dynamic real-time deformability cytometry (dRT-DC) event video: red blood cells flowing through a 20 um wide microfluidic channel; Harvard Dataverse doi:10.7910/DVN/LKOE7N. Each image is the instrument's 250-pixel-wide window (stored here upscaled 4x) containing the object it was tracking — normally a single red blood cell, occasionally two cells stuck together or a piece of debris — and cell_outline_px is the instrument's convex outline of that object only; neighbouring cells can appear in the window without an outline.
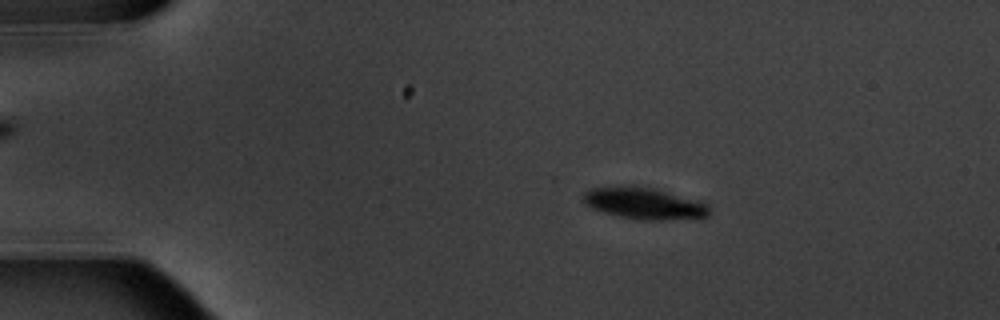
{"species": "common noctule bat (a hibernating species)", "species_latin": "Nyctalus noctula", "temperature_condition": "warm", "stored_images_in_passage": 4, "camera_frame_rate_fps": 3000, "um_per_image_px": 0.085, "animal": {"sex": "male", "body_mass_g": 20.1, "forearm_length_mm": 53.5}, "frame": {"image": 1, "passage_image": 2, "time_ms": 2.0, "image_size_px": [1000, 320], "cell_outline_px": [[712, 212], [708, 216], [664, 220], [644, 220], [616, 216], [592, 208], [584, 204], [584, 192], [592, 188], [656, 188], [700, 200], [708, 204]], "centroid_in_image_um": [54.84, 17.32], "position_along_channel_um": 30.2, "area_um2": 22.77}}